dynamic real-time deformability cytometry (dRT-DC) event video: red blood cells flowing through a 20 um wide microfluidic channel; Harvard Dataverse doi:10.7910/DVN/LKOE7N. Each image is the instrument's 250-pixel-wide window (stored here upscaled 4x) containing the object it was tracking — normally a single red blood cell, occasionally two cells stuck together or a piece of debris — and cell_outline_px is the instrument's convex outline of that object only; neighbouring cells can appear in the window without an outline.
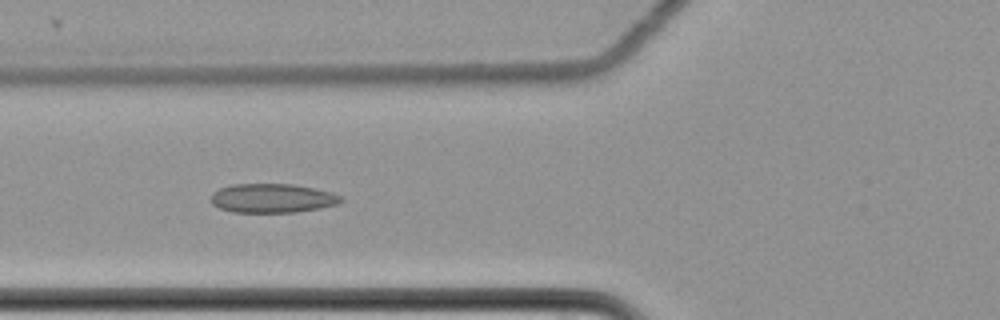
{"species": "common noctule bat (a hibernating species)", "species_latin": "Nyctalus noctula", "temperature_condition": "cold", "stored_images_in_passage": 8, "camera_frame_rate_fps": 3000, "um_per_image_px": 0.085, "animal": {"sex": "female", "body_mass_g": 22.7, "forearm_length_mm": 54.2}, "frame": {"image": 1, "passage_image": 7, "time_ms": 2.0, "image_size_px": [1000, 320], "cell_outline_px": [[344, 200], [340, 204], [320, 208], [296, 212], [232, 212], [220, 208], [212, 204], [212, 192], [220, 188], [232, 184], [292, 184], [332, 192], [344, 196]], "centroid_in_image_um": [23.19, 16.85], "position_along_channel_um": 102.6, "area_um2": 22.14}}
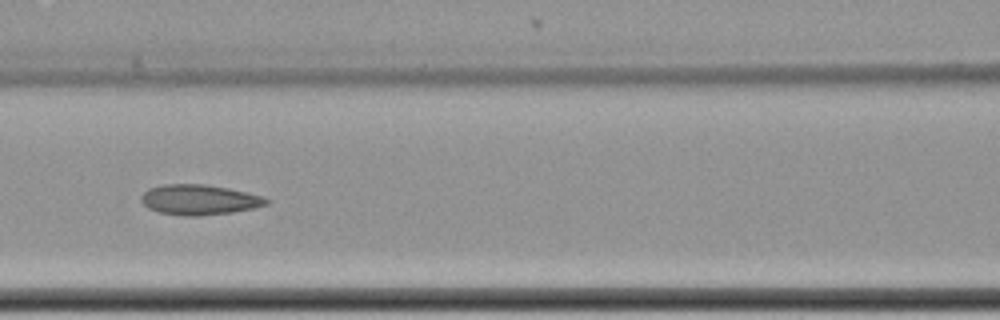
{"frame": {"image": 2, "passage_image": 8, "time_ms": 2.333, "image_size_px": [1000, 320], "cell_outline_px": [[268, 204], [256, 208], [232, 212], [200, 216], [188, 216], [160, 212], [148, 208], [140, 200], [140, 196], [148, 188], [164, 184], [204, 184], [228, 188], [264, 196], [268, 200]], "centroid_in_image_um": [16.94, 16.97], "position_along_channel_um": 149.7, "area_um2": 22.08}}